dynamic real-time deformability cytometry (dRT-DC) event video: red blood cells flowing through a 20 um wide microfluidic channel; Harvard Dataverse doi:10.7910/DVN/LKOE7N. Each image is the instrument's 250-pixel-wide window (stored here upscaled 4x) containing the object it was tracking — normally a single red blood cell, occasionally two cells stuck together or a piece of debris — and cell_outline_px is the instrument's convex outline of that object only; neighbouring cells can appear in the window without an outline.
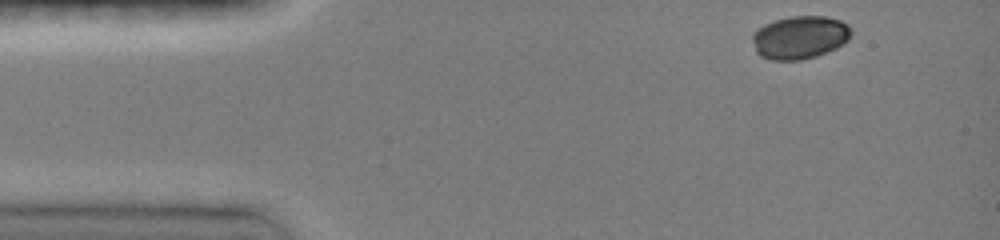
{"species": "common noctule bat (a hibernating species)", "species_latin": "Nyctalus noctula", "temperature_condition": "room temperature", "stored_images_in_passage": 5, "camera_frame_rate_fps": 3000, "um_per_image_px": 0.085, "animal": {"sex": "female", "body_mass_g": 19.0, "forearm_length_mm": 51.5}, "frame": {"image": 1, "passage_image": 1, "time_ms": 0.0, "image_size_px": [1000, 240], "cell_outline_px": [[852, 32], [848, 40], [836, 48], [816, 56], [800, 60], [772, 60], [760, 56], [756, 52], [752, 40], [752, 32], [764, 24], [776, 20], [792, 16], [824, 16], [840, 20], [848, 24]], "centroid_in_image_um": [67.97, 3.17], "position_along_channel_um": 17.0, "area_um2": 24.85}}
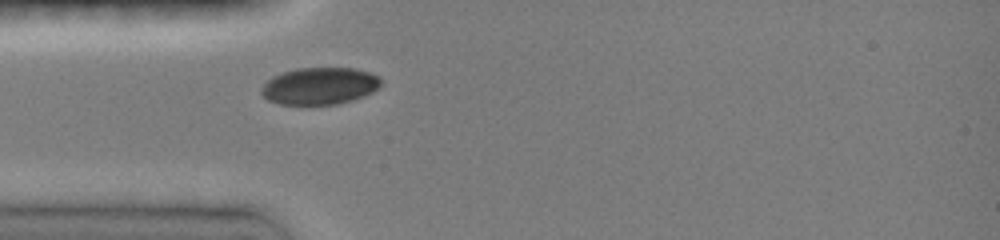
{"frame": {"image": 2, "passage_image": 5, "time_ms": 3.0, "image_size_px": [1000, 240], "cell_outline_px": [[380, 88], [364, 96], [352, 100], [336, 104], [280, 104], [268, 100], [260, 92], [260, 88], [272, 76], [296, 68], [356, 68], [372, 72], [380, 76]], "centroid_in_image_um": [27.2, 7.29], "position_along_channel_um": 57.8, "area_um2": 25.95}}